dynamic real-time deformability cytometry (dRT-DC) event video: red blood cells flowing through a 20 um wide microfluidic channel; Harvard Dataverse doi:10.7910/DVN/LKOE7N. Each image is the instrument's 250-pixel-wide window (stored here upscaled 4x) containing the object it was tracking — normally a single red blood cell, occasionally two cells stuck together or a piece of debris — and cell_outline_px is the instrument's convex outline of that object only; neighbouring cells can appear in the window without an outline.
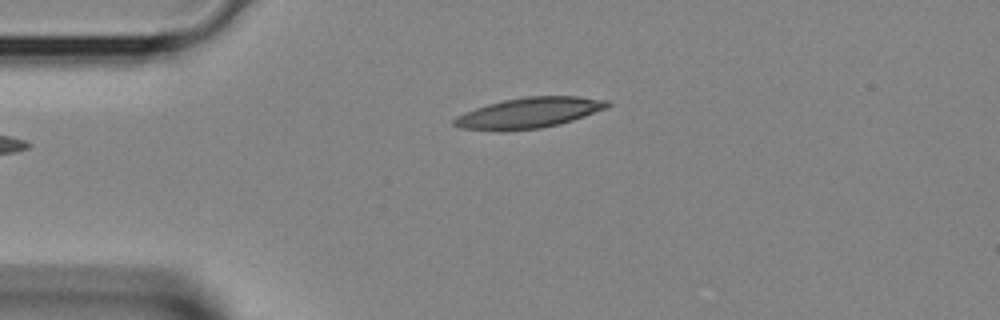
{"species": "Egyptian fruit bat (a non-hibernating species)", "species_latin": "Rousettus aegyptiacus", "temperature_condition": "room temperature", "stored_images_in_passage": 31, "camera_frame_rate_fps": 3000, "um_per_image_px": 0.085, "animal": {"sex": "female"}, "frame": {"image": 1, "passage_image": 1, "time_ms": 0.0, "image_size_px": [1000, 320], "cell_outline_px": [[612, 104], [608, 108], [560, 124], [540, 128], [500, 132], [460, 128], [452, 124], [452, 120], [456, 116], [476, 108], [488, 104], [504, 100], [524, 96], [580, 96], [608, 100]], "centroid_in_image_um": [44.96, 9.6], "position_along_channel_um": 40.0, "area_um2": 27.57}}
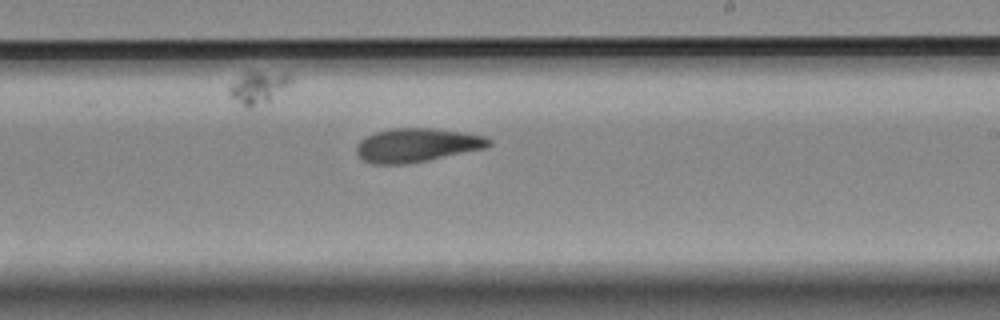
{"frame": {"image": 2, "passage_image": 15, "time_ms": 4.667, "image_size_px": [1000, 320], "cell_outline_px": [[492, 144], [484, 148], [428, 160], [408, 164], [372, 164], [360, 160], [356, 152], [356, 144], [360, 140], [376, 132], [388, 128], [436, 128], [484, 136], [492, 140]], "centroid_in_image_um": [35.38, 12.34], "position_along_channel_um": 253.6, "area_um2": 26.13}}
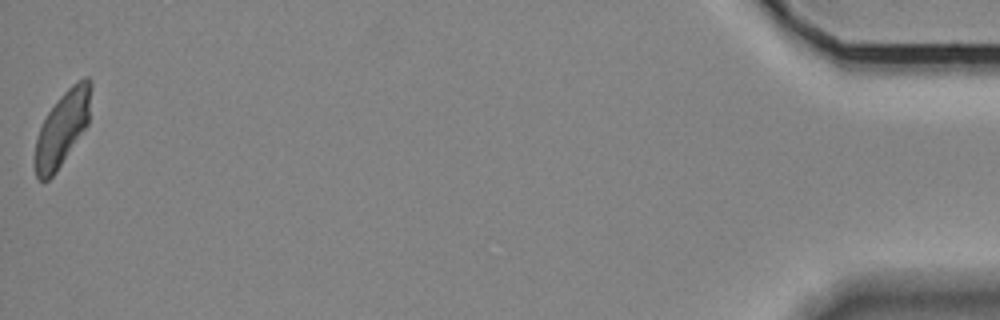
{"frame": {"image": 3, "passage_image": 31, "time_ms": 10.0, "image_size_px": [1000, 320], "cell_outline_px": [[92, 88], [88, 124], [56, 172], [48, 180], [40, 180], [36, 176], [36, 140], [40, 128], [48, 112], [60, 96], [76, 80], [84, 76], [88, 76], [92, 80]], "centroid_in_image_um": [5.35, 10.84], "position_along_channel_um": 429.9, "area_um2": 24.04}}